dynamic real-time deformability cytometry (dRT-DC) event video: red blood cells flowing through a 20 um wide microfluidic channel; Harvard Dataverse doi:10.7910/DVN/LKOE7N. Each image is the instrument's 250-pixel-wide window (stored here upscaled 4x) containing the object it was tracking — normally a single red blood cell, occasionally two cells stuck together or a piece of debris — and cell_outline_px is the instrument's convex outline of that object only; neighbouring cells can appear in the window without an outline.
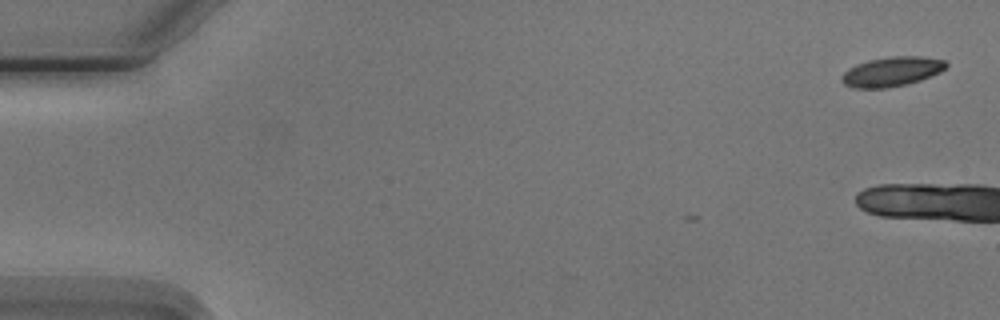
{"species": "Egyptian fruit bat (a non-hibernating species)", "species_latin": "Rousettus aegyptiacus", "temperature_condition": "cold", "stored_images_in_passage": 8, "camera_frame_rate_fps": 3000, "um_per_image_px": 0.085, "animal": {"sex": "male"}, "frame": {"image": 1, "passage_image": 1, "time_ms": 0.0, "image_size_px": [1000, 320], "cell_outline_px": [[948, 68], [940, 72], [920, 80], [908, 84], [888, 88], [852, 88], [844, 84], [840, 80], [840, 76], [848, 68], [856, 64], [868, 60], [892, 56], [920, 56], [944, 60], [948, 64]], "centroid_in_image_um": [75.78, 6.09], "position_along_channel_um": 9.2, "area_um2": 18.21}}
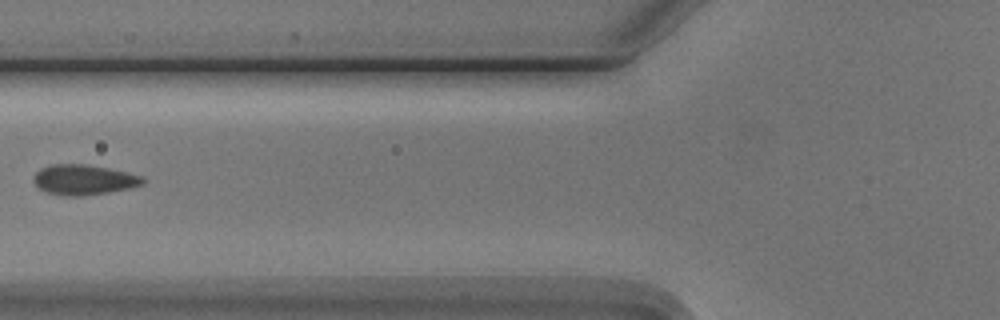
{"frame": {"image": 2, "passage_image": 7, "time_ms": 8.0, "image_size_px": [1000, 320], "cell_outline_px": [[144, 184], [128, 188], [108, 192], [80, 196], [64, 196], [48, 192], [40, 188], [32, 180], [36, 172], [40, 168], [52, 164], [84, 164], [108, 168], [140, 176], [144, 180]], "centroid_in_image_um": [7.08, 15.27], "position_along_channel_um": 118.7, "area_um2": 18.9}}
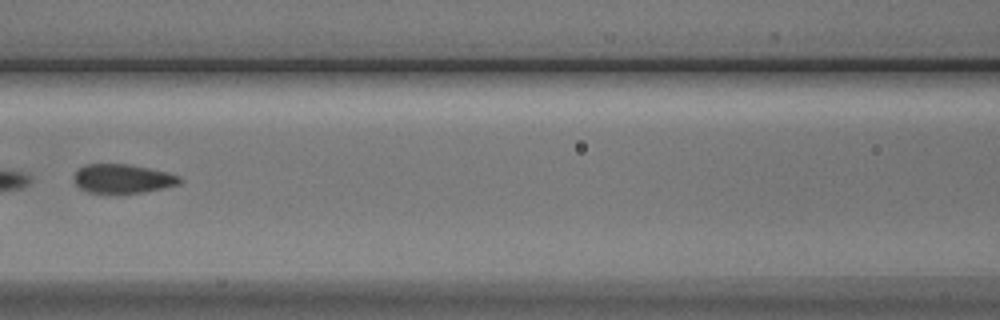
{"frame": {"image": 3, "passage_image": 8, "time_ms": 9.0, "image_size_px": [1000, 320], "cell_outline_px": [[184, 180], [180, 184], [164, 188], [144, 192], [88, 192], [80, 188], [72, 180], [72, 176], [84, 164], [128, 164], [168, 172], [180, 176]], "centroid_in_image_um": [10.44, 15.17], "position_along_channel_um": 156.2, "area_um2": 17.86}}